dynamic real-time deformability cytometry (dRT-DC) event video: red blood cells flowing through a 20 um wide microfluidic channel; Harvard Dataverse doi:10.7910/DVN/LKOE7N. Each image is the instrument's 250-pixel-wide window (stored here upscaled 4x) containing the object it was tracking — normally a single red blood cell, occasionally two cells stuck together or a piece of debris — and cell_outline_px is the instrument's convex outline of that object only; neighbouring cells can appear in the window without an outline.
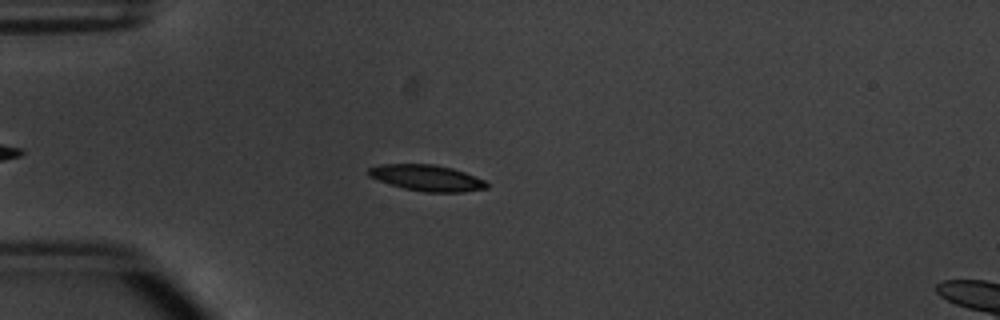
{"species": "common noctule bat (a hibernating species)", "species_latin": "Nyctalus noctula", "temperature_condition": "warm", "stored_images_in_passage": 41, "camera_frame_rate_fps": 3000, "um_per_image_px": 0.085, "animal": {"sex": "male", "body_mass_g": 20.1, "forearm_length_mm": 53.5}, "frame": {"image": 1, "passage_image": 3, "time_ms": 0.667, "image_size_px": [1000, 320], "cell_outline_px": [[488, 188], [464, 192], [424, 192], [404, 188], [368, 176], [364, 172], [368, 168], [380, 164], [436, 164], [452, 168], [464, 172], [484, 180], [488, 184]], "centroid_in_image_um": [36.27, 15.11], "position_along_channel_um": 48.7, "area_um2": 17.98}}
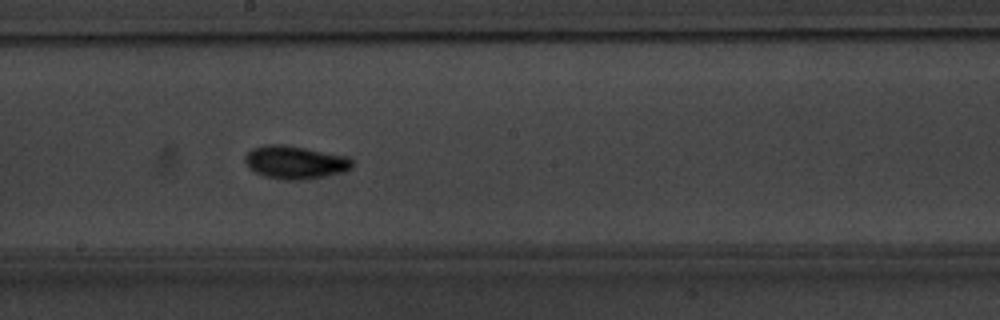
{"frame": {"image": 2, "passage_image": 18, "time_ms": 5.667, "image_size_px": [1000, 320], "cell_outline_px": [[352, 168], [344, 172], [304, 180], [284, 180], [264, 176], [256, 172], [244, 160], [244, 156], [252, 148], [264, 144], [284, 144], [348, 156], [352, 160]], "centroid_in_image_um": [25.1, 13.79], "position_along_channel_um": 223.1, "area_um2": 20.69}}
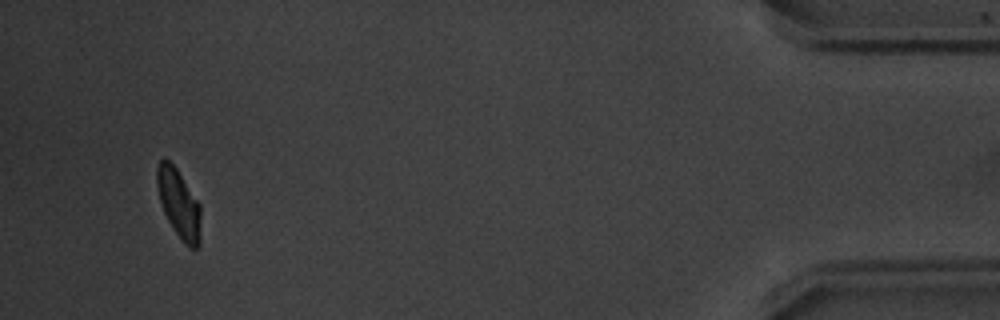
{"frame": {"image": 3, "passage_image": 39, "time_ms": 12.667, "image_size_px": [1000, 320], "cell_outline_px": [[200, 244], [196, 248], [192, 248], [176, 232], [168, 220], [164, 212], [160, 200], [156, 184], [156, 168], [160, 160], [164, 156], [176, 168], [200, 204]], "centroid_in_image_um": [15.19, 17.24], "position_along_channel_um": 420.0, "area_um2": 17.22}, "authors_computed_cell_mechanics": {"area_um2": 18.207, "velocity_mm_per_s": 3.8185, "shape_relaxation_time_tau1_ms": 2.4673, "shape_relaxation_time_tau2_ms": 2.5982, "deformation_change_tau1": 0.1315, "deformation_change_tau2": 0.0543}}